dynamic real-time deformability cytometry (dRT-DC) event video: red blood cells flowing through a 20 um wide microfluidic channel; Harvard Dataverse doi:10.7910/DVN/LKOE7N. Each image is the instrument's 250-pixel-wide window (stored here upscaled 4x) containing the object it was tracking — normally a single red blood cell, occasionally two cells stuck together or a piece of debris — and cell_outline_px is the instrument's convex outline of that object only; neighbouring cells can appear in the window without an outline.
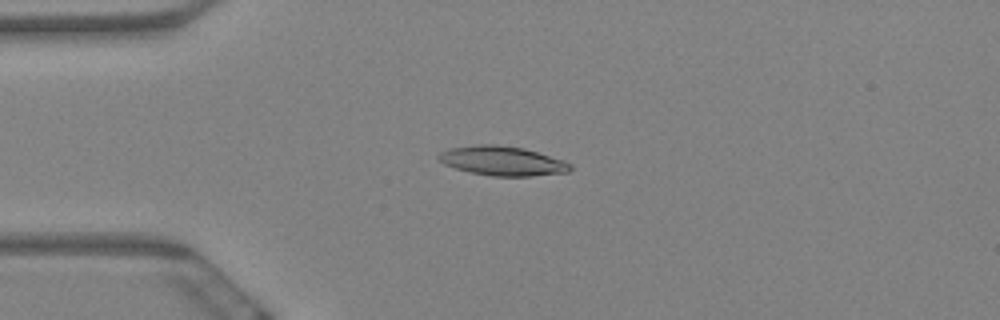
{"species": "Egyptian fruit bat (a non-hibernating species)", "species_latin": "Rousettus aegyptiacus", "temperature_condition": "warm", "stored_images_in_passage": 3, "camera_frame_rate_fps": 3000, "um_per_image_px": 0.085, "animal": {"sex": "female"}, "frame": {"image": 1, "passage_image": 1, "time_ms": 0.0, "image_size_px": [1000, 320], "cell_outline_px": [[572, 168], [568, 172], [532, 176], [492, 176], [468, 172], [444, 164], [436, 156], [440, 152], [448, 148], [480, 144], [496, 144], [524, 148], [572, 164]], "centroid_in_image_um": [42.66, 13.68], "position_along_channel_um": 42.3, "area_um2": 22.43}}
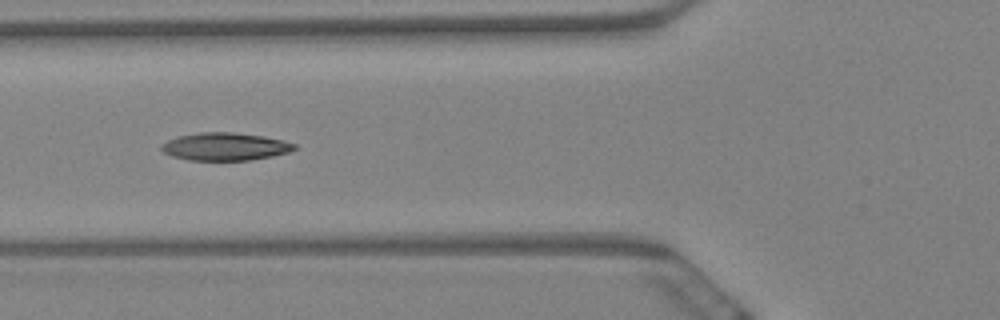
{"frame": {"image": 2, "passage_image": 3, "time_ms": 0.667, "image_size_px": [1000, 320], "cell_outline_px": [[296, 148], [288, 152], [272, 156], [252, 160], [188, 160], [172, 156], [164, 152], [160, 148], [160, 144], [168, 140], [180, 136], [196, 132], [232, 132], [264, 136], [284, 140], [296, 144]], "centroid_in_image_um": [19.13, 12.45], "position_along_channel_um": 106.7, "area_um2": 21.56}}